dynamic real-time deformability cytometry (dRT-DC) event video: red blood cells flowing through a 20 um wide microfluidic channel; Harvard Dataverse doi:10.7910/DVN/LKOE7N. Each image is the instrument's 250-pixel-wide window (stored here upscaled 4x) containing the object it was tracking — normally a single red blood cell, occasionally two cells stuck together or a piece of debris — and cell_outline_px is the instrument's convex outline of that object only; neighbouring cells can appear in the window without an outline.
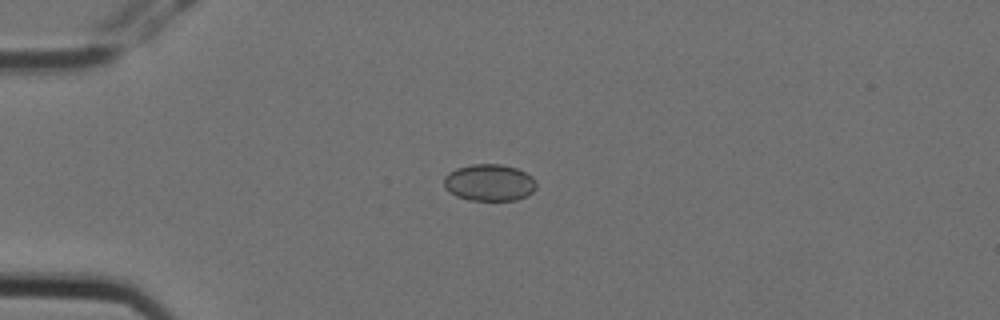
{"species": "Egyptian fruit bat (a non-hibernating species)", "species_latin": "Rousettus aegyptiacus", "temperature_condition": "cold", "stored_images_in_passage": 6, "camera_frame_rate_fps": 3000, "um_per_image_px": 0.085, "animal": {"sex": "female"}, "frame": {"image": 1, "passage_image": 4, "time_ms": 1.0, "image_size_px": [1000, 320], "cell_outline_px": [[536, 188], [532, 192], [516, 200], [468, 200], [456, 196], [444, 188], [444, 176], [448, 172], [456, 168], [472, 164], [500, 164], [516, 168], [532, 176], [536, 184]], "centroid_in_image_um": [41.56, 15.52], "position_along_channel_um": 43.4, "area_um2": 19.83}}